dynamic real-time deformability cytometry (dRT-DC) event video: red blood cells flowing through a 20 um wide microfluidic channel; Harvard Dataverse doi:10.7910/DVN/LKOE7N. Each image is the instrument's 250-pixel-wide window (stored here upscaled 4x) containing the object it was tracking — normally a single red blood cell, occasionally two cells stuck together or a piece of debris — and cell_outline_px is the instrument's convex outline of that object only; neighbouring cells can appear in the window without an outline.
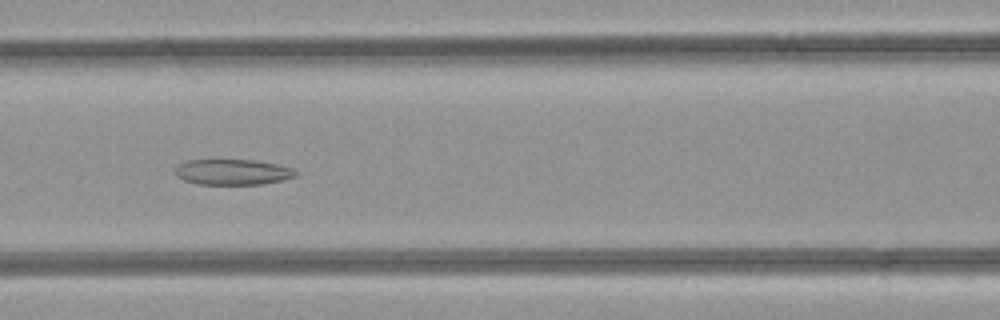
{"species": "common noctule bat (a hibernating species)", "species_latin": "Nyctalus noctula", "temperature_condition": "room temperature", "stored_images_in_passage": 33, "camera_frame_rate_fps": 3000, "um_per_image_px": 0.085, "animal": {"sex": "female", "body_mass_g": 21.9}, "frame": {"image": 1, "passage_image": 6, "time_ms": 1.667, "image_size_px": [1000, 320], "cell_outline_px": [[296, 176], [280, 180], [260, 184], [196, 184], [184, 180], [176, 176], [176, 164], [184, 160], [256, 160], [276, 164], [292, 168], [296, 172]], "centroid_in_image_um": [19.71, 14.61], "position_along_channel_um": 146.9, "area_um2": 17.92}}
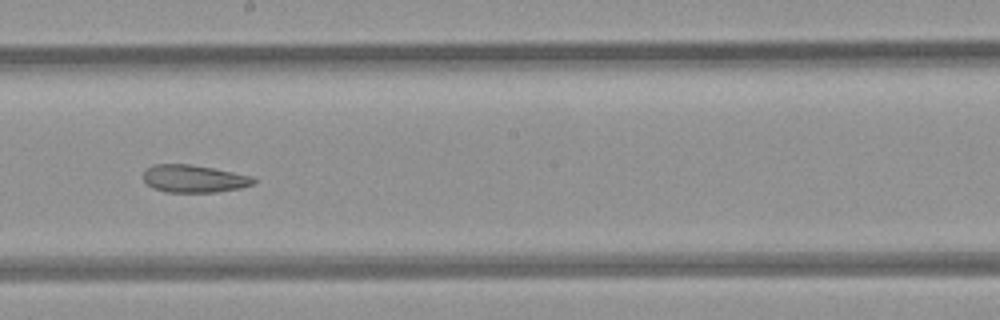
{"frame": {"image": 2, "passage_image": 12, "time_ms": 3.667, "image_size_px": [1000, 320], "cell_outline_px": [[256, 180], [252, 184], [240, 188], [216, 192], [164, 192], [152, 188], [144, 180], [144, 168], [152, 164], [192, 164], [252, 176]], "centroid_in_image_um": [16.43, 15.18], "position_along_channel_um": 231.8, "area_um2": 17.74}}
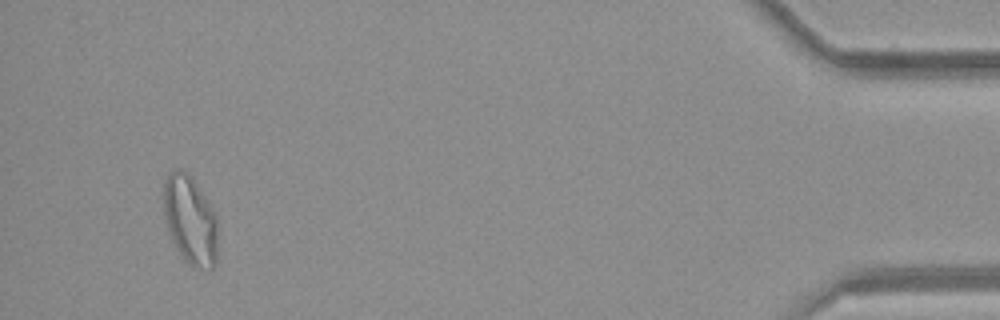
{"frame": {"image": 3, "passage_image": 31, "time_ms": 10.0, "image_size_px": [1000, 320], "cell_outline_px": [[216, 264], [212, 268], [192, 268], [180, 256], [168, 232], [164, 216], [164, 180], [168, 172], [176, 168], [180, 168], [188, 172], [212, 208], [216, 216]], "centroid_in_image_um": [16.13, 18.7], "position_along_channel_um": 419.1, "area_um2": 28.09}}